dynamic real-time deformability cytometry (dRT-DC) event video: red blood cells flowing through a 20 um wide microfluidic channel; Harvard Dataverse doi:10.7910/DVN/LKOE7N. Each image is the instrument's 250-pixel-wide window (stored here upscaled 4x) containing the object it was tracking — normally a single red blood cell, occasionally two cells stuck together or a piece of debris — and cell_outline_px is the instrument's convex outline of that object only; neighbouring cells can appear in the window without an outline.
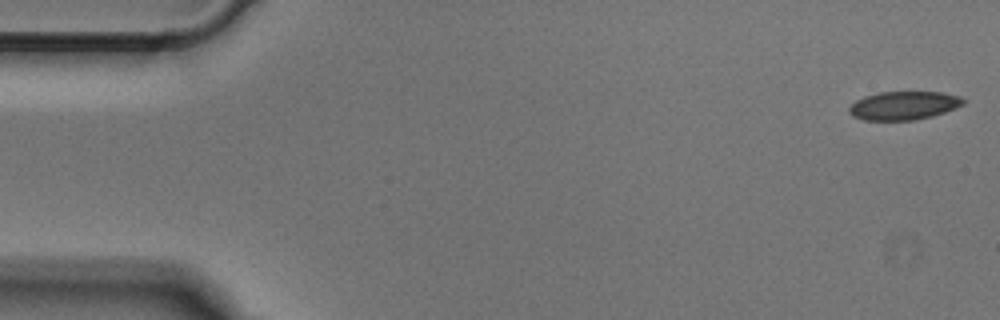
{"species": "Egyptian fruit bat (a non-hibernating species)", "species_latin": "Rousettus aegyptiacus", "temperature_condition": "cold", "stored_images_in_passage": 49, "camera_frame_rate_fps": 3000, "um_per_image_px": 0.085, "animal": {"sex": "male"}, "frame": {"image": 1, "passage_image": 1, "time_ms": 0.0, "image_size_px": [1000, 320], "cell_outline_px": [[968, 100], [964, 104], [956, 108], [932, 116], [916, 120], [864, 120], [852, 116], [848, 112], [848, 108], [856, 100], [864, 96], [880, 92], [944, 92], [960, 96]], "centroid_in_image_um": [76.84, 8.97], "position_along_channel_um": 8.2, "area_um2": 19.13}}
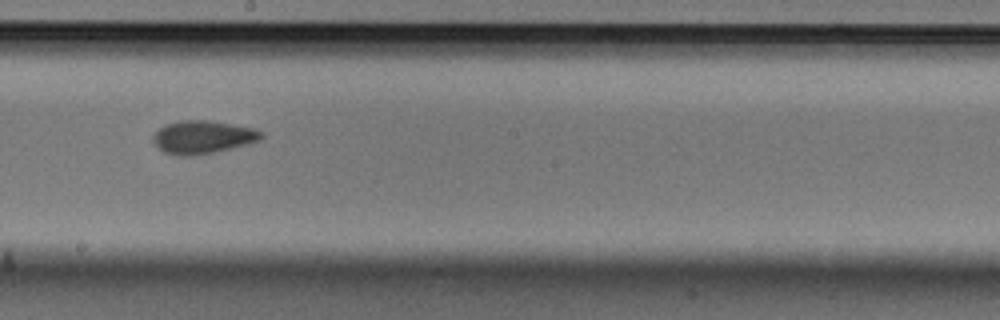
{"frame": {"image": 2, "passage_image": 27, "time_ms": 8.667, "image_size_px": [1000, 320], "cell_outline_px": [[264, 136], [260, 140], [216, 152], [192, 156], [180, 156], [164, 152], [152, 140], [152, 136], [164, 124], [180, 120], [204, 120], [256, 128], [264, 132]], "centroid_in_image_um": [17.24, 11.65], "position_along_channel_um": 231.0, "area_um2": 20.81}}
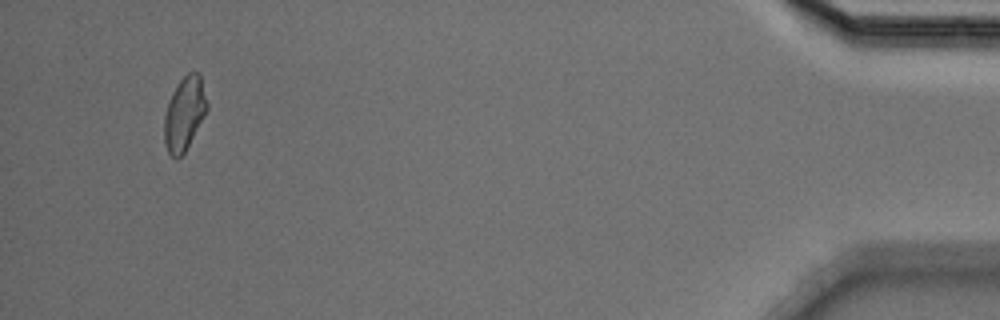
{"frame": {"image": 3, "passage_image": 47, "time_ms": 15.333, "image_size_px": [1000, 320], "cell_outline_px": [[208, 108], [204, 116], [184, 152], [176, 160], [168, 152], [164, 140], [164, 116], [172, 92], [176, 84], [188, 72], [200, 72], [208, 104]], "centroid_in_image_um": [15.68, 9.62], "position_along_channel_um": 419.5, "area_um2": 18.21}}